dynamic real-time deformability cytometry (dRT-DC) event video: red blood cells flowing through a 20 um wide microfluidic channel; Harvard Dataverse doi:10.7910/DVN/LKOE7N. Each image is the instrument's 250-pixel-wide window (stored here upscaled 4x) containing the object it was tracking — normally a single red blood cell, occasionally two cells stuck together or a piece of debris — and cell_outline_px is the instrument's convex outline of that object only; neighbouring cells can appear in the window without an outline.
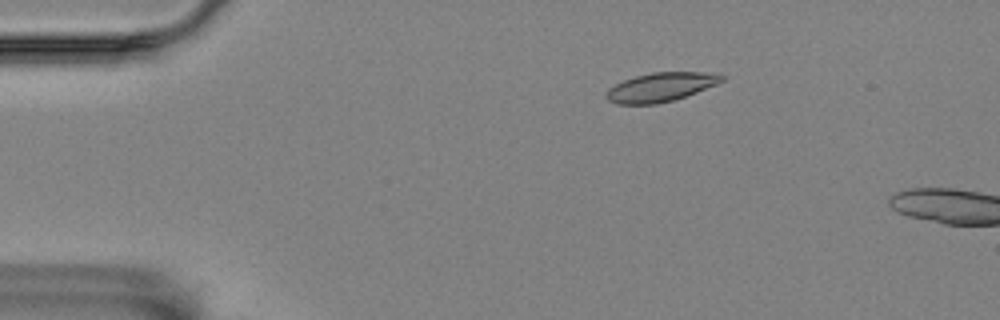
{"species": "Egyptian fruit bat (a non-hibernating species)", "species_latin": "Rousettus aegyptiacus", "temperature_condition": "room temperature", "stored_images_in_passage": 13, "camera_frame_rate_fps": 3000, "um_per_image_px": 0.085, "animal": {"sex": "female"}, "frame": {"image": 1, "passage_image": 10, "time_ms": 3.0, "image_size_px": [1000, 320], "cell_outline_px": [[724, 80], [716, 84], [696, 92], [672, 100], [656, 104], [616, 104], [608, 100], [604, 96], [608, 88], [624, 80], [636, 76], [652, 72], [704, 72], [724, 76]], "centroid_in_image_um": [56.1, 7.41], "position_along_channel_um": 28.9, "area_um2": 19.25}}